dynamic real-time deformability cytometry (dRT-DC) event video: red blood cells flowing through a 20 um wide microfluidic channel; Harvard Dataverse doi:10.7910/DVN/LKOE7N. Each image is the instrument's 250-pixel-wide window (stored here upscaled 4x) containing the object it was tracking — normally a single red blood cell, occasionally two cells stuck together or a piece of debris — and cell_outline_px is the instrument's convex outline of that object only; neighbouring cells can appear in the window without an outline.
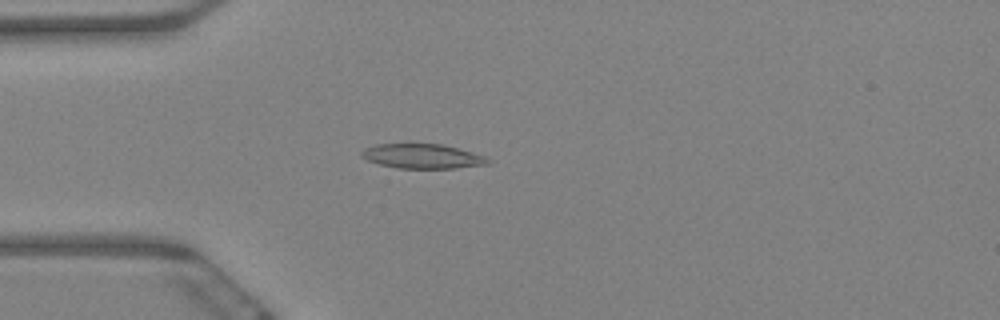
{"species": "Egyptian fruit bat (a non-hibernating species)", "species_latin": "Rousettus aegyptiacus", "temperature_condition": "warm", "stored_images_in_passage": 43, "camera_frame_rate_fps": 3000, "um_per_image_px": 0.085, "animal": {"sex": "female"}, "frame": {"image": 1, "passage_image": 12, "time_ms": 3.667, "image_size_px": [1000, 320], "cell_outline_px": [[492, 160], [488, 164], [456, 168], [396, 168], [380, 164], [368, 160], [360, 156], [360, 152], [364, 148], [376, 144], [408, 140], [412, 140], [444, 144], [460, 148], [484, 156]], "centroid_in_image_um": [35.85, 13.21], "position_along_channel_um": 49.1, "area_um2": 19.19}}
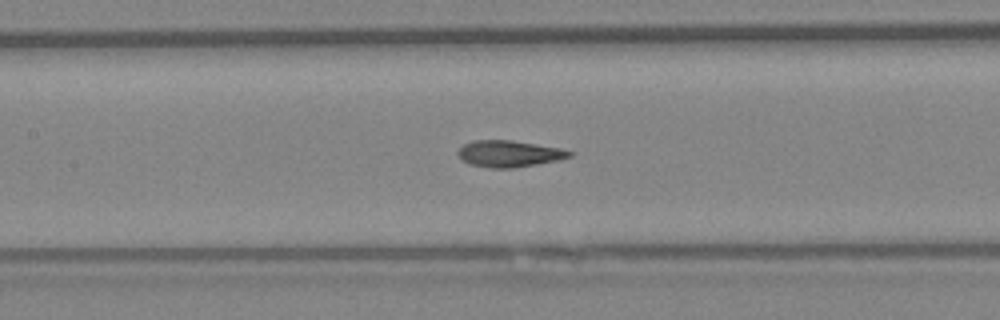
{"frame": {"image": 2, "passage_image": 23, "time_ms": 7.333, "image_size_px": [1000, 320], "cell_outline_px": [[572, 156], [560, 160], [512, 168], [492, 168], [468, 164], [460, 160], [456, 152], [464, 144], [472, 140], [512, 140], [560, 148], [572, 152]], "centroid_in_image_um": [43.23, 13.07], "position_along_channel_um": 164.2, "area_um2": 17.34}}
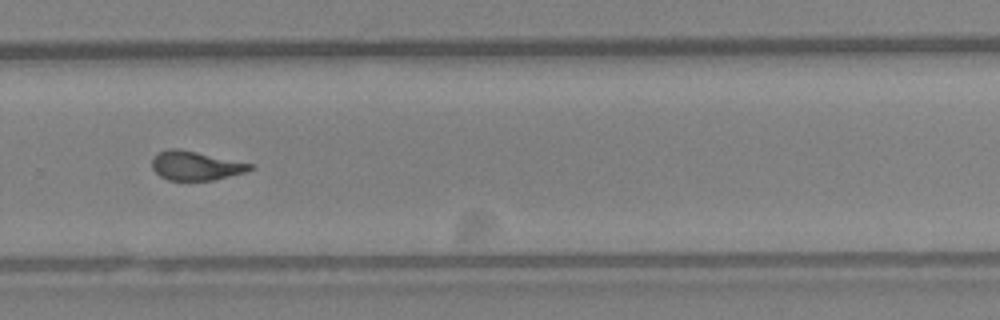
{"frame": {"image": 3, "passage_image": 36, "time_ms": 11.667, "image_size_px": [1000, 320], "cell_outline_px": [[256, 168], [248, 172], [212, 180], [168, 180], [160, 176], [152, 168], [152, 156], [168, 148], [180, 148], [256, 164]], "centroid_in_image_um": [16.69, 14.07], "position_along_channel_um": 313.1, "area_um2": 16.99}, "authors_computed_cell_mechanics": {"area_um2": 17.2244, "velocity_mm_per_s": 3.4439, "shape_relaxation_time_tau1_ms": null, "shape_relaxation_time_tau2_ms": 2.567, "deformation_change_tau1": null, "deformation_change_tau2": 0.0799}}